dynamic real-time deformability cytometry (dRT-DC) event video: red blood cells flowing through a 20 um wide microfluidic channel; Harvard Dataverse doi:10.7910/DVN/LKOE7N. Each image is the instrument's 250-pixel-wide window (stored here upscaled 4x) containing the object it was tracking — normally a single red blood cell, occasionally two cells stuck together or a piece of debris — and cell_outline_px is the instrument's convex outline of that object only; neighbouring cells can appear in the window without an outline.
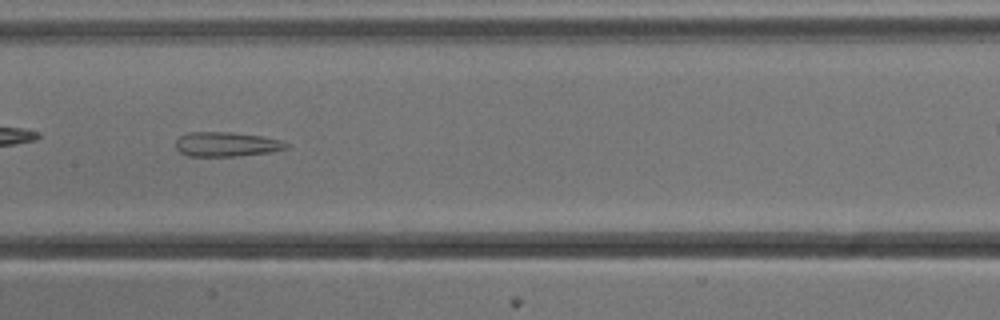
{"species": "common noctule bat (a hibernating species)", "species_latin": "Nyctalus noctula", "temperature_condition": "cold", "stored_images_in_passage": 37, "camera_frame_rate_fps": 3000, "um_per_image_px": 0.085, "animal": {"sex": "male", "body_mass_g": 13.3}, "frame": {"image": 1, "passage_image": 11, "time_ms": 3.333, "image_size_px": [1000, 320], "cell_outline_px": [[288, 148], [272, 152], [236, 156], [188, 156], [180, 152], [176, 148], [176, 140], [180, 136], [188, 132], [232, 132], [264, 136], [280, 140], [288, 144]], "centroid_in_image_um": [19.26, 12.26], "position_along_channel_um": 188.1, "area_um2": 15.9}, "authors_computed_cell_mechanics": {"area_um2": 17.7446, "velocity_mm_per_s": 3.8378, "shape_relaxation_time_tau1_ms": null, "shape_relaxation_time_tau2_ms": 3.6388, "deformation_change_tau1": null, "deformation_change_tau2": 0.1485}}